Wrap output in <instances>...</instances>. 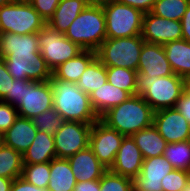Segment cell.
Here are the masks:
<instances>
[{
	"mask_svg": "<svg viewBox=\"0 0 190 191\" xmlns=\"http://www.w3.org/2000/svg\"><path fill=\"white\" fill-rule=\"evenodd\" d=\"M13 52H40L37 33H0V57L5 58Z\"/></svg>",
	"mask_w": 190,
	"mask_h": 191,
	"instance_id": "4316f807",
	"label": "cell"
},
{
	"mask_svg": "<svg viewBox=\"0 0 190 191\" xmlns=\"http://www.w3.org/2000/svg\"><path fill=\"white\" fill-rule=\"evenodd\" d=\"M53 90V108L64 121L94 123L100 118L95 113L90 97L76 83L50 80Z\"/></svg>",
	"mask_w": 190,
	"mask_h": 191,
	"instance_id": "7a4b0ae2",
	"label": "cell"
},
{
	"mask_svg": "<svg viewBox=\"0 0 190 191\" xmlns=\"http://www.w3.org/2000/svg\"><path fill=\"white\" fill-rule=\"evenodd\" d=\"M22 156L23 164L51 162L57 157L53 135L37 131L35 139Z\"/></svg>",
	"mask_w": 190,
	"mask_h": 191,
	"instance_id": "603a6c76",
	"label": "cell"
},
{
	"mask_svg": "<svg viewBox=\"0 0 190 191\" xmlns=\"http://www.w3.org/2000/svg\"><path fill=\"white\" fill-rule=\"evenodd\" d=\"M173 169L163 155L144 159L141 172L133 179V191H163L161 181Z\"/></svg>",
	"mask_w": 190,
	"mask_h": 191,
	"instance_id": "9a60e30c",
	"label": "cell"
},
{
	"mask_svg": "<svg viewBox=\"0 0 190 191\" xmlns=\"http://www.w3.org/2000/svg\"><path fill=\"white\" fill-rule=\"evenodd\" d=\"M31 120L38 131L46 132L50 135H54L64 123V119L54 108L33 117Z\"/></svg>",
	"mask_w": 190,
	"mask_h": 191,
	"instance_id": "836d02e7",
	"label": "cell"
},
{
	"mask_svg": "<svg viewBox=\"0 0 190 191\" xmlns=\"http://www.w3.org/2000/svg\"><path fill=\"white\" fill-rule=\"evenodd\" d=\"M106 18V39L141 35L144 13L131 6L108 0L102 3Z\"/></svg>",
	"mask_w": 190,
	"mask_h": 191,
	"instance_id": "52a82bcc",
	"label": "cell"
},
{
	"mask_svg": "<svg viewBox=\"0 0 190 191\" xmlns=\"http://www.w3.org/2000/svg\"><path fill=\"white\" fill-rule=\"evenodd\" d=\"M21 177L39 188L47 189L50 179V162L23 164Z\"/></svg>",
	"mask_w": 190,
	"mask_h": 191,
	"instance_id": "d6a6232c",
	"label": "cell"
},
{
	"mask_svg": "<svg viewBox=\"0 0 190 191\" xmlns=\"http://www.w3.org/2000/svg\"><path fill=\"white\" fill-rule=\"evenodd\" d=\"M37 131L31 119L18 116L14 124L2 134V143L23 155L35 139Z\"/></svg>",
	"mask_w": 190,
	"mask_h": 191,
	"instance_id": "d6986e66",
	"label": "cell"
},
{
	"mask_svg": "<svg viewBox=\"0 0 190 191\" xmlns=\"http://www.w3.org/2000/svg\"><path fill=\"white\" fill-rule=\"evenodd\" d=\"M28 2L47 23L53 16L60 0H28Z\"/></svg>",
	"mask_w": 190,
	"mask_h": 191,
	"instance_id": "74e56055",
	"label": "cell"
},
{
	"mask_svg": "<svg viewBox=\"0 0 190 191\" xmlns=\"http://www.w3.org/2000/svg\"><path fill=\"white\" fill-rule=\"evenodd\" d=\"M10 191H48L45 188H39L29 182L24 178L18 177L13 180Z\"/></svg>",
	"mask_w": 190,
	"mask_h": 191,
	"instance_id": "b9f144b4",
	"label": "cell"
},
{
	"mask_svg": "<svg viewBox=\"0 0 190 191\" xmlns=\"http://www.w3.org/2000/svg\"><path fill=\"white\" fill-rule=\"evenodd\" d=\"M141 36L145 42L159 45L183 39L181 21L144 13Z\"/></svg>",
	"mask_w": 190,
	"mask_h": 191,
	"instance_id": "4fadbf2b",
	"label": "cell"
},
{
	"mask_svg": "<svg viewBox=\"0 0 190 191\" xmlns=\"http://www.w3.org/2000/svg\"><path fill=\"white\" fill-rule=\"evenodd\" d=\"M13 0H0V7L11 3Z\"/></svg>",
	"mask_w": 190,
	"mask_h": 191,
	"instance_id": "681fc988",
	"label": "cell"
},
{
	"mask_svg": "<svg viewBox=\"0 0 190 191\" xmlns=\"http://www.w3.org/2000/svg\"><path fill=\"white\" fill-rule=\"evenodd\" d=\"M2 143V135L0 134V144Z\"/></svg>",
	"mask_w": 190,
	"mask_h": 191,
	"instance_id": "816d5d0a",
	"label": "cell"
},
{
	"mask_svg": "<svg viewBox=\"0 0 190 191\" xmlns=\"http://www.w3.org/2000/svg\"><path fill=\"white\" fill-rule=\"evenodd\" d=\"M18 111L15 106L0 100V134L6 132L18 117Z\"/></svg>",
	"mask_w": 190,
	"mask_h": 191,
	"instance_id": "8d00e7d4",
	"label": "cell"
},
{
	"mask_svg": "<svg viewBox=\"0 0 190 191\" xmlns=\"http://www.w3.org/2000/svg\"><path fill=\"white\" fill-rule=\"evenodd\" d=\"M137 73L156 78L174 74L163 45L144 42Z\"/></svg>",
	"mask_w": 190,
	"mask_h": 191,
	"instance_id": "2e32d148",
	"label": "cell"
},
{
	"mask_svg": "<svg viewBox=\"0 0 190 191\" xmlns=\"http://www.w3.org/2000/svg\"><path fill=\"white\" fill-rule=\"evenodd\" d=\"M174 74L185 78L190 74V42L184 39L163 45Z\"/></svg>",
	"mask_w": 190,
	"mask_h": 191,
	"instance_id": "484cf974",
	"label": "cell"
},
{
	"mask_svg": "<svg viewBox=\"0 0 190 191\" xmlns=\"http://www.w3.org/2000/svg\"><path fill=\"white\" fill-rule=\"evenodd\" d=\"M143 160L142 153L133 138L125 136L109 170L133 180L141 172Z\"/></svg>",
	"mask_w": 190,
	"mask_h": 191,
	"instance_id": "e0dca14e",
	"label": "cell"
},
{
	"mask_svg": "<svg viewBox=\"0 0 190 191\" xmlns=\"http://www.w3.org/2000/svg\"><path fill=\"white\" fill-rule=\"evenodd\" d=\"M76 183L68 159L56 157L50 162L48 191H73Z\"/></svg>",
	"mask_w": 190,
	"mask_h": 191,
	"instance_id": "d4e9b609",
	"label": "cell"
},
{
	"mask_svg": "<svg viewBox=\"0 0 190 191\" xmlns=\"http://www.w3.org/2000/svg\"><path fill=\"white\" fill-rule=\"evenodd\" d=\"M119 3L141 10L143 13L151 12L156 0H116Z\"/></svg>",
	"mask_w": 190,
	"mask_h": 191,
	"instance_id": "60d3db41",
	"label": "cell"
},
{
	"mask_svg": "<svg viewBox=\"0 0 190 191\" xmlns=\"http://www.w3.org/2000/svg\"><path fill=\"white\" fill-rule=\"evenodd\" d=\"M154 111L141 95L130 96L120 105L110 108L100 120L109 128L131 136L153 124Z\"/></svg>",
	"mask_w": 190,
	"mask_h": 191,
	"instance_id": "6da1fadb",
	"label": "cell"
},
{
	"mask_svg": "<svg viewBox=\"0 0 190 191\" xmlns=\"http://www.w3.org/2000/svg\"><path fill=\"white\" fill-rule=\"evenodd\" d=\"M144 40L141 35L106 39L96 50V58L105 66L137 71Z\"/></svg>",
	"mask_w": 190,
	"mask_h": 191,
	"instance_id": "5b68a950",
	"label": "cell"
},
{
	"mask_svg": "<svg viewBox=\"0 0 190 191\" xmlns=\"http://www.w3.org/2000/svg\"><path fill=\"white\" fill-rule=\"evenodd\" d=\"M130 96L127 91L115 87L108 81L89 94L91 105L99 118L110 108L120 105Z\"/></svg>",
	"mask_w": 190,
	"mask_h": 191,
	"instance_id": "ffe728a7",
	"label": "cell"
},
{
	"mask_svg": "<svg viewBox=\"0 0 190 191\" xmlns=\"http://www.w3.org/2000/svg\"><path fill=\"white\" fill-rule=\"evenodd\" d=\"M183 191H190V180H189L187 186L183 189Z\"/></svg>",
	"mask_w": 190,
	"mask_h": 191,
	"instance_id": "f907efd6",
	"label": "cell"
},
{
	"mask_svg": "<svg viewBox=\"0 0 190 191\" xmlns=\"http://www.w3.org/2000/svg\"><path fill=\"white\" fill-rule=\"evenodd\" d=\"M23 156L18 151L0 144V177L16 179L22 176Z\"/></svg>",
	"mask_w": 190,
	"mask_h": 191,
	"instance_id": "f1b7e54d",
	"label": "cell"
},
{
	"mask_svg": "<svg viewBox=\"0 0 190 191\" xmlns=\"http://www.w3.org/2000/svg\"><path fill=\"white\" fill-rule=\"evenodd\" d=\"M175 108L185 117L190 124V94L184 91L177 101Z\"/></svg>",
	"mask_w": 190,
	"mask_h": 191,
	"instance_id": "7bdbcfd3",
	"label": "cell"
},
{
	"mask_svg": "<svg viewBox=\"0 0 190 191\" xmlns=\"http://www.w3.org/2000/svg\"><path fill=\"white\" fill-rule=\"evenodd\" d=\"M4 62L16 80L46 82L52 78V71L40 52H13L4 58Z\"/></svg>",
	"mask_w": 190,
	"mask_h": 191,
	"instance_id": "9c48e42d",
	"label": "cell"
},
{
	"mask_svg": "<svg viewBox=\"0 0 190 191\" xmlns=\"http://www.w3.org/2000/svg\"><path fill=\"white\" fill-rule=\"evenodd\" d=\"M53 108V90L50 80L34 82L27 80L24 83L23 101L16 107L18 115L32 119Z\"/></svg>",
	"mask_w": 190,
	"mask_h": 191,
	"instance_id": "7c38bea8",
	"label": "cell"
},
{
	"mask_svg": "<svg viewBox=\"0 0 190 191\" xmlns=\"http://www.w3.org/2000/svg\"><path fill=\"white\" fill-rule=\"evenodd\" d=\"M26 79L16 80L11 83L10 92L2 99V101L17 107L23 101L24 83Z\"/></svg>",
	"mask_w": 190,
	"mask_h": 191,
	"instance_id": "f35d334b",
	"label": "cell"
},
{
	"mask_svg": "<svg viewBox=\"0 0 190 191\" xmlns=\"http://www.w3.org/2000/svg\"><path fill=\"white\" fill-rule=\"evenodd\" d=\"M190 0H156L151 13L168 20L181 21Z\"/></svg>",
	"mask_w": 190,
	"mask_h": 191,
	"instance_id": "1f68e13d",
	"label": "cell"
},
{
	"mask_svg": "<svg viewBox=\"0 0 190 191\" xmlns=\"http://www.w3.org/2000/svg\"><path fill=\"white\" fill-rule=\"evenodd\" d=\"M93 123L64 121L53 135L57 158L68 159L75 153L87 148Z\"/></svg>",
	"mask_w": 190,
	"mask_h": 191,
	"instance_id": "30bf717a",
	"label": "cell"
},
{
	"mask_svg": "<svg viewBox=\"0 0 190 191\" xmlns=\"http://www.w3.org/2000/svg\"><path fill=\"white\" fill-rule=\"evenodd\" d=\"M131 137L144 159L163 155L167 145V141L160 135L153 124L132 134Z\"/></svg>",
	"mask_w": 190,
	"mask_h": 191,
	"instance_id": "cb8c5ba5",
	"label": "cell"
},
{
	"mask_svg": "<svg viewBox=\"0 0 190 191\" xmlns=\"http://www.w3.org/2000/svg\"><path fill=\"white\" fill-rule=\"evenodd\" d=\"M89 4H102L107 2L108 0H86Z\"/></svg>",
	"mask_w": 190,
	"mask_h": 191,
	"instance_id": "c3c4849f",
	"label": "cell"
},
{
	"mask_svg": "<svg viewBox=\"0 0 190 191\" xmlns=\"http://www.w3.org/2000/svg\"><path fill=\"white\" fill-rule=\"evenodd\" d=\"M125 135L109 128L100 119L91 126L89 146L97 159L109 169Z\"/></svg>",
	"mask_w": 190,
	"mask_h": 191,
	"instance_id": "8fae6325",
	"label": "cell"
},
{
	"mask_svg": "<svg viewBox=\"0 0 190 191\" xmlns=\"http://www.w3.org/2000/svg\"><path fill=\"white\" fill-rule=\"evenodd\" d=\"M46 24L28 0H13L0 7V33H38Z\"/></svg>",
	"mask_w": 190,
	"mask_h": 191,
	"instance_id": "8992f818",
	"label": "cell"
},
{
	"mask_svg": "<svg viewBox=\"0 0 190 191\" xmlns=\"http://www.w3.org/2000/svg\"><path fill=\"white\" fill-rule=\"evenodd\" d=\"M88 5L86 0H60L47 25L65 34L72 22Z\"/></svg>",
	"mask_w": 190,
	"mask_h": 191,
	"instance_id": "7402d4cb",
	"label": "cell"
},
{
	"mask_svg": "<svg viewBox=\"0 0 190 191\" xmlns=\"http://www.w3.org/2000/svg\"><path fill=\"white\" fill-rule=\"evenodd\" d=\"M184 88H185V91L190 94V74L187 75L185 78H184Z\"/></svg>",
	"mask_w": 190,
	"mask_h": 191,
	"instance_id": "7dc6e473",
	"label": "cell"
},
{
	"mask_svg": "<svg viewBox=\"0 0 190 191\" xmlns=\"http://www.w3.org/2000/svg\"><path fill=\"white\" fill-rule=\"evenodd\" d=\"M163 156L174 169L190 172V140L167 143Z\"/></svg>",
	"mask_w": 190,
	"mask_h": 191,
	"instance_id": "f546056e",
	"label": "cell"
},
{
	"mask_svg": "<svg viewBox=\"0 0 190 191\" xmlns=\"http://www.w3.org/2000/svg\"><path fill=\"white\" fill-rule=\"evenodd\" d=\"M96 58V51L83 50L76 57L60 64L52 71L50 80L76 83L87 66Z\"/></svg>",
	"mask_w": 190,
	"mask_h": 191,
	"instance_id": "44dd1931",
	"label": "cell"
},
{
	"mask_svg": "<svg viewBox=\"0 0 190 191\" xmlns=\"http://www.w3.org/2000/svg\"><path fill=\"white\" fill-rule=\"evenodd\" d=\"M37 38L40 53L51 71L83 51L78 44L47 24L37 33Z\"/></svg>",
	"mask_w": 190,
	"mask_h": 191,
	"instance_id": "ba28073f",
	"label": "cell"
},
{
	"mask_svg": "<svg viewBox=\"0 0 190 191\" xmlns=\"http://www.w3.org/2000/svg\"><path fill=\"white\" fill-rule=\"evenodd\" d=\"M183 39L190 42V5L181 19Z\"/></svg>",
	"mask_w": 190,
	"mask_h": 191,
	"instance_id": "f6af8a7d",
	"label": "cell"
},
{
	"mask_svg": "<svg viewBox=\"0 0 190 191\" xmlns=\"http://www.w3.org/2000/svg\"><path fill=\"white\" fill-rule=\"evenodd\" d=\"M106 72L109 83L127 91L131 96L136 95L137 71L129 68L106 66Z\"/></svg>",
	"mask_w": 190,
	"mask_h": 191,
	"instance_id": "4dcf8cb0",
	"label": "cell"
},
{
	"mask_svg": "<svg viewBox=\"0 0 190 191\" xmlns=\"http://www.w3.org/2000/svg\"><path fill=\"white\" fill-rule=\"evenodd\" d=\"M100 191H133V180L107 169L100 179Z\"/></svg>",
	"mask_w": 190,
	"mask_h": 191,
	"instance_id": "e575fe53",
	"label": "cell"
},
{
	"mask_svg": "<svg viewBox=\"0 0 190 191\" xmlns=\"http://www.w3.org/2000/svg\"><path fill=\"white\" fill-rule=\"evenodd\" d=\"M153 125L167 143L190 140V124L176 108L154 112Z\"/></svg>",
	"mask_w": 190,
	"mask_h": 191,
	"instance_id": "5bb4252c",
	"label": "cell"
},
{
	"mask_svg": "<svg viewBox=\"0 0 190 191\" xmlns=\"http://www.w3.org/2000/svg\"><path fill=\"white\" fill-rule=\"evenodd\" d=\"M14 179L0 177V191H10Z\"/></svg>",
	"mask_w": 190,
	"mask_h": 191,
	"instance_id": "bcb514c9",
	"label": "cell"
},
{
	"mask_svg": "<svg viewBox=\"0 0 190 191\" xmlns=\"http://www.w3.org/2000/svg\"><path fill=\"white\" fill-rule=\"evenodd\" d=\"M68 161L77 182L100 180L107 170L90 146L69 157Z\"/></svg>",
	"mask_w": 190,
	"mask_h": 191,
	"instance_id": "ac0fdd59",
	"label": "cell"
},
{
	"mask_svg": "<svg viewBox=\"0 0 190 191\" xmlns=\"http://www.w3.org/2000/svg\"><path fill=\"white\" fill-rule=\"evenodd\" d=\"M107 82L106 66L95 58L76 82L77 86L88 95Z\"/></svg>",
	"mask_w": 190,
	"mask_h": 191,
	"instance_id": "83f0119b",
	"label": "cell"
},
{
	"mask_svg": "<svg viewBox=\"0 0 190 191\" xmlns=\"http://www.w3.org/2000/svg\"><path fill=\"white\" fill-rule=\"evenodd\" d=\"M73 191H100V180L77 182Z\"/></svg>",
	"mask_w": 190,
	"mask_h": 191,
	"instance_id": "ee69618b",
	"label": "cell"
},
{
	"mask_svg": "<svg viewBox=\"0 0 190 191\" xmlns=\"http://www.w3.org/2000/svg\"><path fill=\"white\" fill-rule=\"evenodd\" d=\"M64 35L83 50L96 51L106 40V18L102 4H89Z\"/></svg>",
	"mask_w": 190,
	"mask_h": 191,
	"instance_id": "277c9868",
	"label": "cell"
},
{
	"mask_svg": "<svg viewBox=\"0 0 190 191\" xmlns=\"http://www.w3.org/2000/svg\"><path fill=\"white\" fill-rule=\"evenodd\" d=\"M14 78L8 72L4 58L0 57V100H2L8 92H10L11 83H13Z\"/></svg>",
	"mask_w": 190,
	"mask_h": 191,
	"instance_id": "ab89813d",
	"label": "cell"
},
{
	"mask_svg": "<svg viewBox=\"0 0 190 191\" xmlns=\"http://www.w3.org/2000/svg\"><path fill=\"white\" fill-rule=\"evenodd\" d=\"M190 180V172L173 169L161 181L163 191H183Z\"/></svg>",
	"mask_w": 190,
	"mask_h": 191,
	"instance_id": "d590c367",
	"label": "cell"
},
{
	"mask_svg": "<svg viewBox=\"0 0 190 191\" xmlns=\"http://www.w3.org/2000/svg\"><path fill=\"white\" fill-rule=\"evenodd\" d=\"M184 91V78L177 74L157 78L136 76V95H141L154 112L175 108Z\"/></svg>",
	"mask_w": 190,
	"mask_h": 191,
	"instance_id": "3957f363",
	"label": "cell"
}]
</instances>
